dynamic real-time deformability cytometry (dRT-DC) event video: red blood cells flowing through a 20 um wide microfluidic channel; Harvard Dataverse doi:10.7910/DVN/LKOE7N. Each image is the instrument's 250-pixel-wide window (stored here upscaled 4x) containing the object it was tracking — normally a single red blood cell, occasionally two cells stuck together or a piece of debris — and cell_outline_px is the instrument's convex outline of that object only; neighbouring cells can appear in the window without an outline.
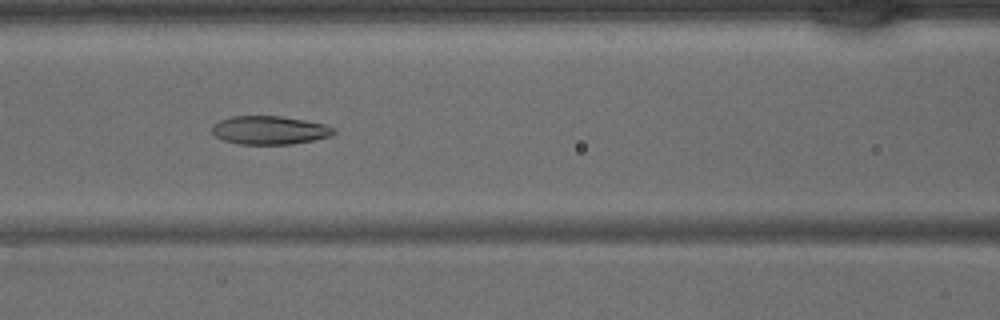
{"species": "common noctule bat (a hibernating species)", "species_latin": "Nyctalus noctula", "temperature_condition": "warm", "stored_images_in_passage": 37, "camera_frame_rate_fps": 3000, "um_per_image_px": 0.085, "animal": {"sex": "male", "body_mass_g": 15.6}, "frame": {"image": 1, "passage_image": 13, "time_ms": 4.0, "image_size_px": [1000, 320], "cell_outline_px": [[336, 132], [332, 136], [292, 144], [240, 144], [224, 140], [216, 136], [212, 132], [212, 124], [220, 120], [232, 116], [280, 116], [304, 120], [324, 124], [336, 128]], "centroid_in_image_um": [22.93, 11.06], "position_along_channel_um": 143.7, "area_um2": 20.17}}
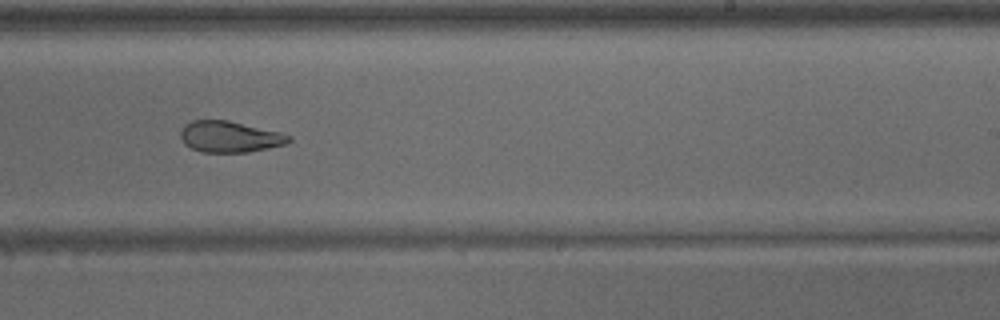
{"frame": {"image": 2, "passage_image": 21, "time_ms": 6.667, "image_size_px": [1000, 320], "cell_outline_px": [[292, 140], [284, 144], [268, 148], [248, 152], [204, 152], [192, 148], [184, 144], [180, 136], [180, 132], [184, 124], [192, 120], [228, 120], [280, 132], [292, 136]], "centroid_in_image_um": [19.51, 11.61], "position_along_channel_um": 269.5, "area_um2": 19.65}}
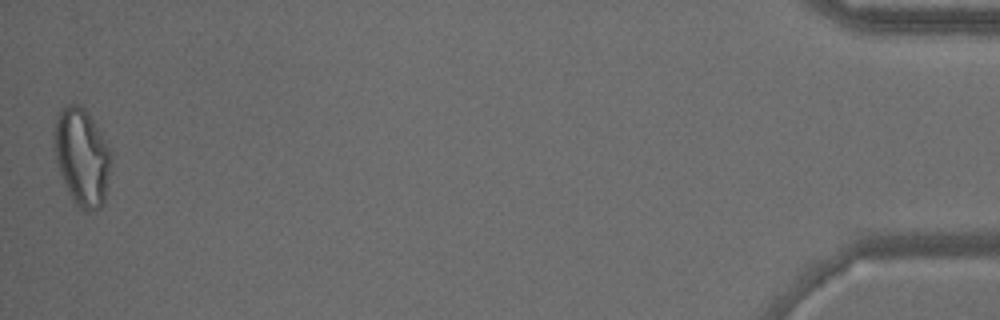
{"frame": {"image": 3, "passage_image": 37, "time_ms": 12.0, "image_size_px": [1000, 320], "cell_outline_px": [[112, 164], [104, 200], [100, 208], [92, 212], [88, 212], [80, 208], [72, 200], [68, 192], [60, 172], [56, 160], [56, 120], [60, 108], [68, 104], [80, 104], [88, 112], [112, 152]], "centroid_in_image_um": [7.01, 13.36], "position_along_channel_um": 428.2, "area_um2": 32.02}}